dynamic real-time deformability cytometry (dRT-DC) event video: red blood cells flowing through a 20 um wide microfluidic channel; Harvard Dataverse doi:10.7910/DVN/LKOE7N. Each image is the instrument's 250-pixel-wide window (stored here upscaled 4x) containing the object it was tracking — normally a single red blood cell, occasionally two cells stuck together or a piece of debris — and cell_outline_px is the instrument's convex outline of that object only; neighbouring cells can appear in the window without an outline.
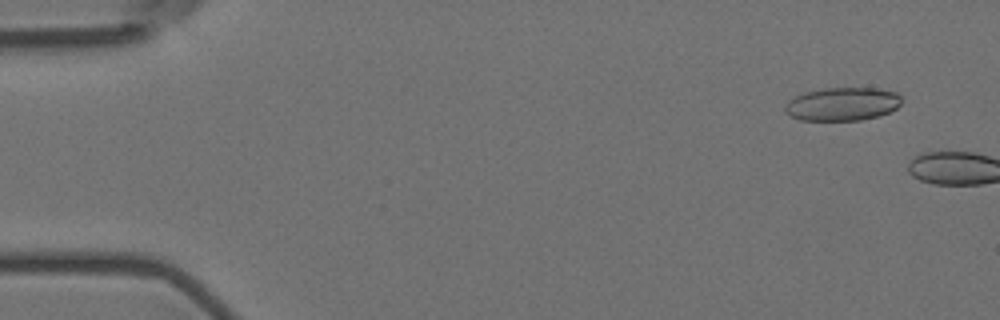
{"species": "Egyptian fruit bat (a non-hibernating species)", "species_latin": "Rousettus aegyptiacus", "temperature_condition": "room temperature", "stored_images_in_passage": 3, "camera_frame_rate_fps": 3000, "um_per_image_px": 0.085, "animal": {"sex": "female"}, "frame": {"image": 1, "passage_image": 1, "time_ms": 0.0, "image_size_px": [1000, 320], "cell_outline_px": [[900, 104], [896, 108], [888, 112], [876, 116], [860, 120], [800, 120], [784, 112], [784, 104], [788, 100], [804, 92], [824, 88], [876, 88], [896, 92], [900, 96]], "centroid_in_image_um": [71.56, 8.84], "position_along_channel_um": 13.4, "area_um2": 22.54}}